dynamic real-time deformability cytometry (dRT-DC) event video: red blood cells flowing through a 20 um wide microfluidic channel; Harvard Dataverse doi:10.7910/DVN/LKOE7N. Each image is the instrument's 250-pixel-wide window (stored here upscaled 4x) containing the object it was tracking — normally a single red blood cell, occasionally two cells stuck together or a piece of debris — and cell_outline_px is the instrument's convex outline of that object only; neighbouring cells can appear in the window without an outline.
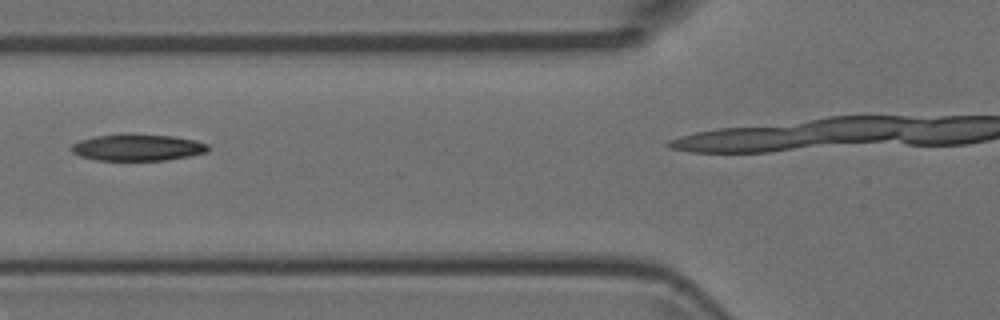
{"species": "Egyptian fruit bat (a non-hibernating species)", "species_latin": "Rousettus aegyptiacus", "temperature_condition": "room temperature", "stored_images_in_passage": 4, "camera_frame_rate_fps": 3000, "um_per_image_px": 0.085, "animal": {"sex": "female"}, "frame": {"image": 1, "passage_image": 3, "time_ms": 0.667, "image_size_px": [1000, 320], "cell_outline_px": [[208, 152], [188, 156], [164, 160], [96, 160], [80, 156], [72, 152], [72, 144], [80, 140], [96, 136], [128, 132], [132, 132], [172, 136], [196, 140], [208, 144]], "centroid_in_image_um": [11.69, 12.51], "position_along_channel_um": 114.1, "area_um2": 21.5}}